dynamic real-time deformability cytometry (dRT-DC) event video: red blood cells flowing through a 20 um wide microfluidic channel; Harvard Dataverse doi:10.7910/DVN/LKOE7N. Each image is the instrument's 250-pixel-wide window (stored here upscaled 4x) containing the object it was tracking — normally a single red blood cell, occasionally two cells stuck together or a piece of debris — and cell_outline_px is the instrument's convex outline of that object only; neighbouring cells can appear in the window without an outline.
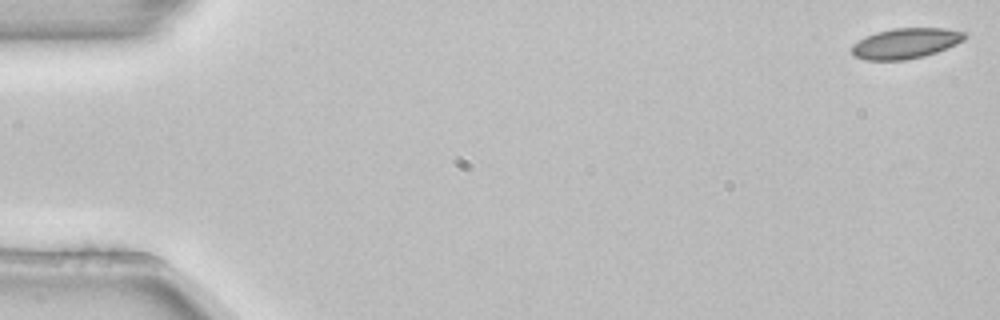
{"species": "common noctule bat (a hibernating species)", "species_latin": "Nyctalus noctula", "temperature_condition": "room temperature", "stored_images_in_passage": 6, "segment_of_instrument_passage": [1, 2], "camera_frame_rate_fps": 3000, "um_per_image_px": 0.085, "animal": {"sex": "female", "body_mass_g": 22.7, "forearm_length_mm": 54.2}, "frame": {"image": 1, "passage_image": 1, "time_ms": 0.0, "image_size_px": [1000, 320], "cell_outline_px": [[968, 36], [964, 40], [956, 44], [936, 52], [924, 56], [904, 60], [864, 60], [856, 56], [852, 52], [852, 44], [876, 32], [892, 28], [944, 28], [968, 32]], "centroid_in_image_um": [77.03, 3.67], "position_along_channel_um": 8.0, "area_um2": 20.0}}